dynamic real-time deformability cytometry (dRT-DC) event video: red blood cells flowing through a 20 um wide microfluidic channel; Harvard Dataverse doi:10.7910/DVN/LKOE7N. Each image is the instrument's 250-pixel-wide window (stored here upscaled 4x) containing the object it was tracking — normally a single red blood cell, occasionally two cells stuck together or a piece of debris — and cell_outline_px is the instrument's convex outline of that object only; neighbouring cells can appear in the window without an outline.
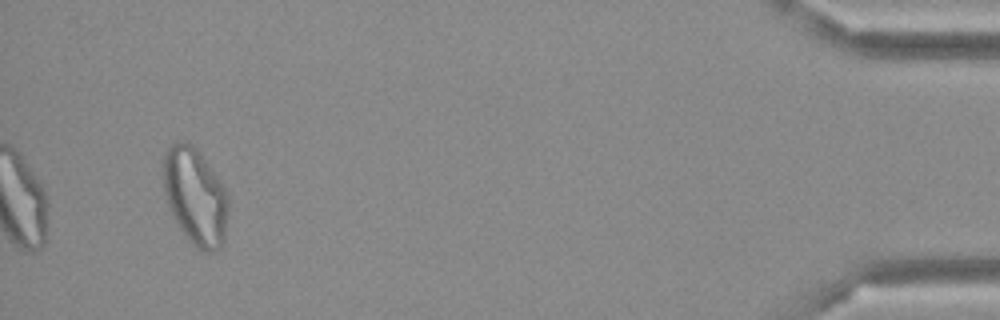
{"species": "Egyptian fruit bat (a non-hibernating species)", "species_latin": "Rousettus aegyptiacus", "temperature_condition": "cold", "stored_images_in_passage": 37, "camera_frame_rate_fps": 3000, "um_per_image_px": 0.085, "frame": {"image": 1, "passage_image": 37, "time_ms": 12.0, "image_size_px": [1000, 320], "cell_outline_px": [[228, 212], [224, 240], [220, 248], [212, 252], [204, 252], [196, 248], [192, 244], [180, 228], [172, 216], [164, 192], [164, 152], [172, 140], [188, 140], [200, 152], [220, 180], [228, 192]], "centroid_in_image_um": [16.6, 16.66], "position_along_channel_um": 418.6, "area_um2": 37.22}}